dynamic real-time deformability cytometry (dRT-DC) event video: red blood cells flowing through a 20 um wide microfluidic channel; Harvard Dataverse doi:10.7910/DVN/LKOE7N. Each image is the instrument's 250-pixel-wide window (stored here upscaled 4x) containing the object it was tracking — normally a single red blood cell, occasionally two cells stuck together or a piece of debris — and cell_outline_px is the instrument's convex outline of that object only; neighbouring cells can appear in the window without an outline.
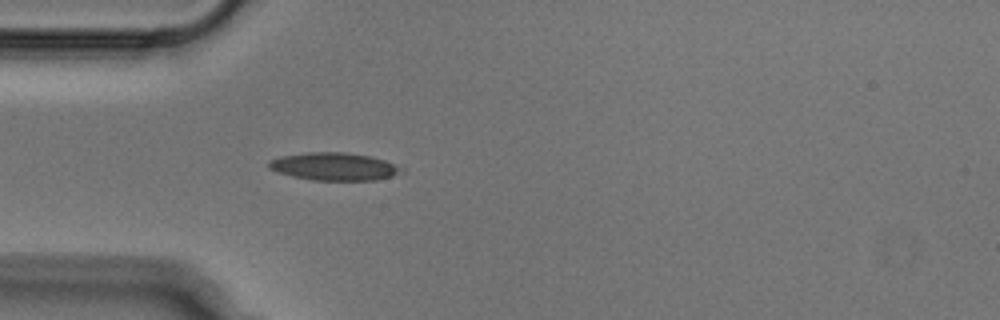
{"species": "Egyptian fruit bat (a non-hibernating species)", "species_latin": "Rousettus aegyptiacus", "temperature_condition": "cold", "stored_images_in_passage": 45, "camera_frame_rate_fps": 3000, "um_per_image_px": 0.085, "animal": {"sex": "male"}, "frame": {"image": 1, "passage_image": 8, "time_ms": 2.333, "image_size_px": [1000, 320], "cell_outline_px": [[404, 168], [392, 176], [376, 180], [312, 180], [292, 176], [268, 168], [268, 160], [280, 156], [308, 152], [344, 152], [368, 156], [404, 164]], "centroid_in_image_um": [28.44, 14.14], "position_along_channel_um": 56.6, "area_um2": 21.56}}
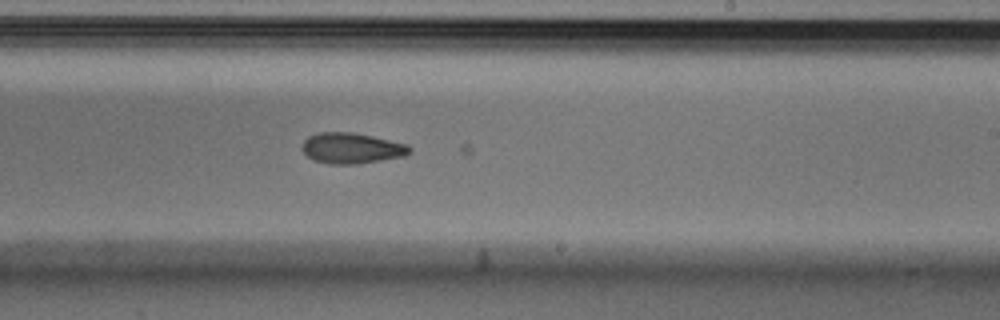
{"frame": {"image": 2, "passage_image": 24, "time_ms": 7.667, "image_size_px": [1000, 320], "cell_outline_px": [[412, 152], [404, 156], [356, 164], [332, 164], [312, 160], [304, 152], [304, 140], [308, 136], [320, 132], [356, 132], [408, 144], [412, 148]], "centroid_in_image_um": [29.93, 12.58], "position_along_channel_um": 259.1, "area_um2": 19.25}}